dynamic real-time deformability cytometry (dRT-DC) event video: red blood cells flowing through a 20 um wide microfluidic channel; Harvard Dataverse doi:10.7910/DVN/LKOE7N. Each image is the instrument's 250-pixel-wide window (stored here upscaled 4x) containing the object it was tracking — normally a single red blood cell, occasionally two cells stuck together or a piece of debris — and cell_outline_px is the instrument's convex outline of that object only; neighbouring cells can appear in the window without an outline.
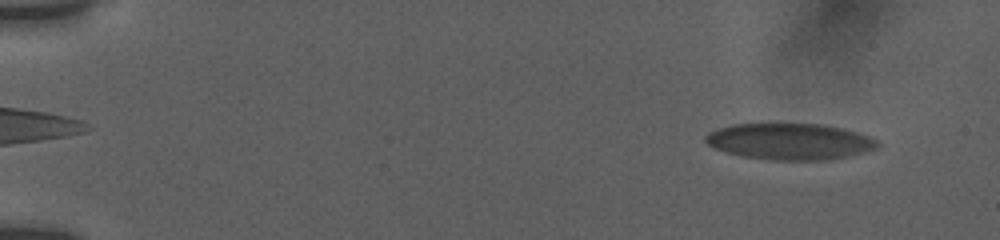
{"species": "human", "species_latin": "Homo sapiens", "temperature_condition": "room temperature", "stored_images_in_passage": 46, "camera_frame_rate_fps": 3000, "um_per_image_px": 0.085, "donor": {"sex": "female"}, "frame": {"image": 1, "passage_image": 6, "time_ms": 1.667, "image_size_px": [1000, 240], "cell_outline_px": [[876, 144], [872, 148], [840, 156], [804, 160], [800, 160], [752, 156], [732, 152], [716, 148], [708, 144], [704, 140], [712, 132], [724, 128], [740, 124], [816, 124], [836, 128], [864, 136], [872, 140]], "centroid_in_image_um": [67.02, 11.99], "position_along_channel_um": 18.0, "area_um2": 33.23}}
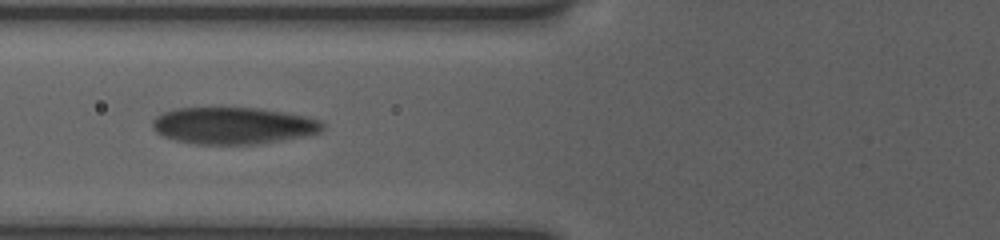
{"frame": {"image": 2, "passage_image": 33, "time_ms": 8.0, "image_size_px": [1000, 240], "cell_outline_px": [[324, 128], [320, 132], [300, 136], [256, 144], [196, 144], [176, 140], [164, 136], [156, 132], [152, 124], [152, 120], [156, 116], [164, 112], [176, 108], [260, 108], [304, 116], [316, 120], [324, 124]], "centroid_in_image_um": [19.77, 10.67], "position_along_channel_um": 106.0, "area_um2": 36.01}}
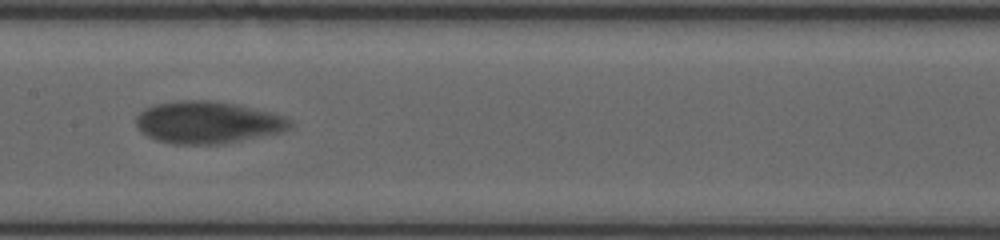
{"frame": {"image": 3, "passage_image": 45, "time_ms": 10.333, "image_size_px": [1000, 240], "cell_outline_px": [[292, 124], [284, 132], [216, 144], [172, 144], [156, 140], [148, 136], [136, 124], [136, 116], [144, 108], [152, 104], [176, 100], [212, 100], [240, 104], [268, 112], [280, 116], [288, 120]], "centroid_in_image_um": [17.6, 10.38], "position_along_channel_um": 189.8, "area_um2": 37.63}}